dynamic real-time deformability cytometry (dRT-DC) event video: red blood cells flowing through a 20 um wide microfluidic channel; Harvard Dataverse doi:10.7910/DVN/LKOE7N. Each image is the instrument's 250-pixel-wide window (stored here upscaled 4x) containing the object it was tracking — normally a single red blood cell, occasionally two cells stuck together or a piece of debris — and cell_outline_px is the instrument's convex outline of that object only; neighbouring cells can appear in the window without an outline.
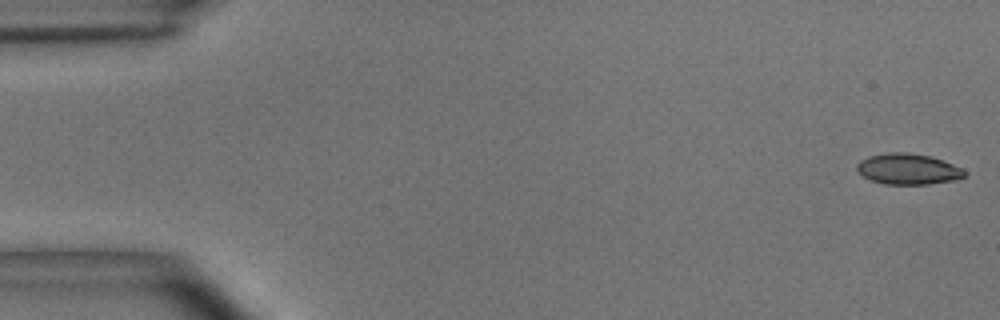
{"species": "common noctule bat (a hibernating species)", "species_latin": "Nyctalus noctula", "temperature_condition": "room temperature", "stored_images_in_passage": 5, "camera_frame_rate_fps": 3000, "um_per_image_px": 0.085, "animal": {"sex": "male", "body_mass_g": 15.6}, "frame": {"image": 1, "passage_image": 1, "time_ms": 0.0, "image_size_px": [1000, 320], "cell_outline_px": [[964, 176], [952, 180], [928, 184], [884, 184], [872, 180], [864, 176], [856, 168], [856, 164], [860, 160], [868, 156], [888, 152], [908, 152], [928, 156], [944, 160], [964, 168]], "centroid_in_image_um": [77.17, 14.35], "position_along_channel_um": 7.8, "area_um2": 19.25}}
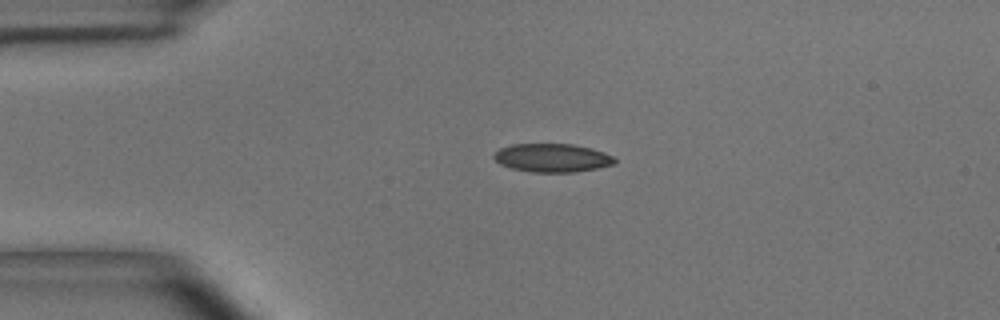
{"frame": {"image": 2, "passage_image": 4, "time_ms": 1.0, "image_size_px": [1000, 320], "cell_outline_px": [[616, 160], [612, 164], [596, 168], [572, 172], [532, 172], [512, 168], [500, 164], [492, 156], [500, 148], [512, 144], [572, 144], [604, 152], [612, 156]], "centroid_in_image_um": [46.9, 13.41], "position_along_channel_um": 38.1, "area_um2": 19.71}}